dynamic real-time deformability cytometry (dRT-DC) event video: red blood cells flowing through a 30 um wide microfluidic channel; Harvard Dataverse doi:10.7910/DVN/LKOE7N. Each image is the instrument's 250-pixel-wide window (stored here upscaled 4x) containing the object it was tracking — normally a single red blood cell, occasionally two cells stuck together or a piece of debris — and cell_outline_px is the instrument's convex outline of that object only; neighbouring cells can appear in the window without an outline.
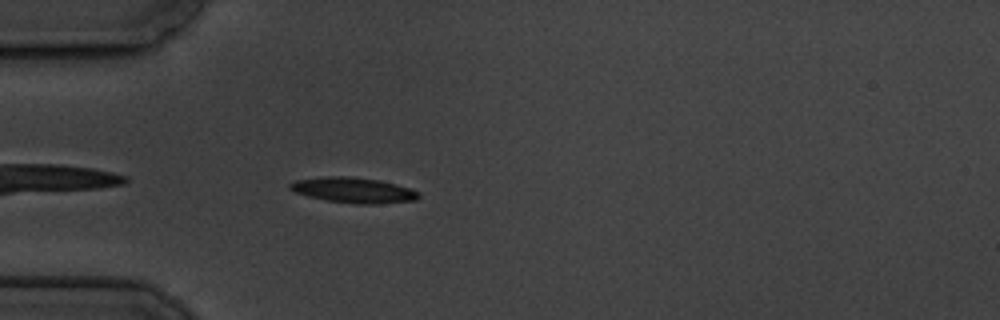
{"species": "common noctule bat (a hibernating species)", "species_latin": "Nyctalus noctula", "temperature_condition": "cold", "stored_images_in_passage": 5, "camera_frame_rate_fps": 3000, "um_per_image_px": 0.085, "animal": {"sex": "male", "body_mass_g": 19.5, "forearm_length_mm": 54.6}, "frame": {"image": 1, "passage_image": 5, "time_ms": 4.667, "image_size_px": [1000, 320], "cell_outline_px": [[420, 196], [416, 200], [376, 204], [356, 204], [328, 200], [308, 196], [296, 192], [288, 188], [288, 184], [296, 180], [320, 176], [348, 176], [380, 180], [396, 184], [420, 192]], "centroid_in_image_um": [30.04, 16.15], "position_along_channel_um": 55.0, "area_um2": 19.07}}